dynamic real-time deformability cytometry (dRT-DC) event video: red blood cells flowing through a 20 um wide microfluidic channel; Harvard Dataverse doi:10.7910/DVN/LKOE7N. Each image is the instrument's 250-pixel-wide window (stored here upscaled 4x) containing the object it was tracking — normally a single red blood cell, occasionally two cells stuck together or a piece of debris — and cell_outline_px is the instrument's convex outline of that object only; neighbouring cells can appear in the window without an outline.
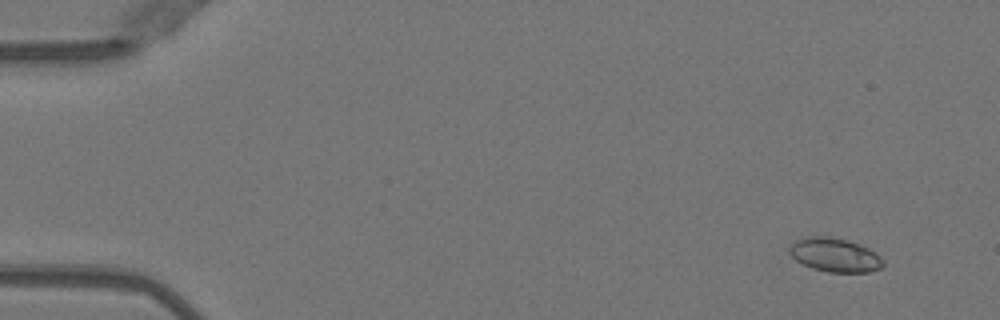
{"species": "Egyptian fruit bat (a non-hibernating species)", "species_latin": "Rousettus aegyptiacus", "temperature_condition": "warm", "stored_images_in_passage": 14, "camera_frame_rate_fps": 3000, "um_per_image_px": 0.085, "animal": {"sex": "female"}, "frame": {"image": 1, "passage_image": 5, "time_ms": 1.333, "image_size_px": [1000, 320], "cell_outline_px": [[884, 264], [880, 268], [868, 272], [828, 272], [812, 268], [796, 260], [788, 252], [788, 248], [796, 240], [812, 236], [820, 236], [848, 240], [860, 244], [868, 248], [880, 256], [884, 260]], "centroid_in_image_um": [70.97, 21.68], "position_along_channel_um": 14.0, "area_um2": 18.32}}